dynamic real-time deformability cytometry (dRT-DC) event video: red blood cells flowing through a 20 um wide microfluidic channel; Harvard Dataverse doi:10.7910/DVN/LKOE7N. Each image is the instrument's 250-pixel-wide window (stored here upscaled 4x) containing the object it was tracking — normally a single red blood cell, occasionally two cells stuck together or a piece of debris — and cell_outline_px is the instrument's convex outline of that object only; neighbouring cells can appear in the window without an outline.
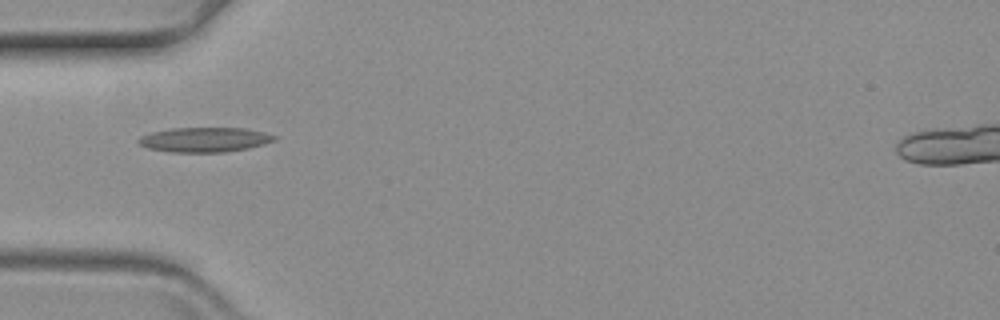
{"species": "common noctule bat (a hibernating species)", "species_latin": "Nyctalus noctula", "temperature_condition": "warm", "stored_images_in_passage": 5, "camera_frame_rate_fps": 3000, "um_per_image_px": 0.085, "animal": {"sex": "female", "body_mass_g": 19.3, "forearm_length_mm": 54.1}, "frame": {"image": 1, "passage_image": 1, "time_ms": 0.0, "image_size_px": [1000, 320], "cell_outline_px": [[276, 140], [264, 144], [248, 148], [224, 152], [168, 152], [148, 148], [140, 144], [136, 140], [140, 136], [152, 132], [172, 128], [244, 128], [264, 132], [276, 136]], "centroid_in_image_um": [17.38, 11.87], "position_along_channel_um": 67.6, "area_um2": 19.54}}